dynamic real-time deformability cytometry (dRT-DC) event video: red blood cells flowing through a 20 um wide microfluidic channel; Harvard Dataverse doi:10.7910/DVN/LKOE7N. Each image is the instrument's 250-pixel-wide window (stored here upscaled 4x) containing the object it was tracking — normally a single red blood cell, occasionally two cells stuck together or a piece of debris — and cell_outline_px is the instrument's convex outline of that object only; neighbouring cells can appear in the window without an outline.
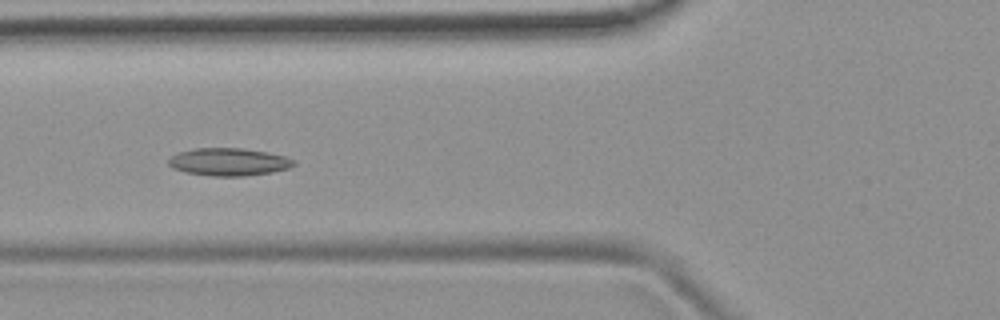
{"species": "common noctule bat (a hibernating species)", "species_latin": "Nyctalus noctula", "temperature_condition": "room temperature", "stored_images_in_passage": 54, "camera_frame_rate_fps": 3000, "um_per_image_px": 0.085, "animal": {"sex": "female", "body_mass_g": 19.9}, "frame": {"image": 1, "passage_image": 21, "time_ms": 6.667, "image_size_px": [1000, 320], "cell_outline_px": [[296, 164], [288, 168], [272, 172], [244, 176], [212, 176], [184, 172], [172, 168], [168, 164], [168, 160], [172, 156], [180, 152], [196, 148], [240, 148], [268, 152], [284, 156], [296, 160]], "centroid_in_image_um": [19.45, 13.76], "position_along_channel_um": 106.3, "area_um2": 20.17}}
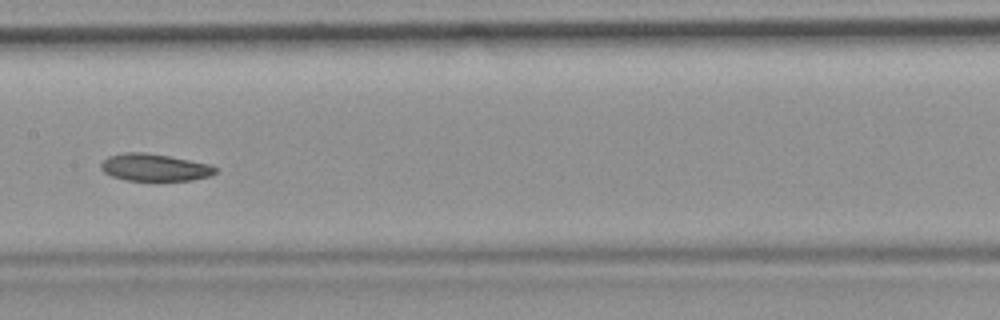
{"frame": {"image": 2, "passage_image": 28, "time_ms": 9.0, "image_size_px": [1000, 320], "cell_outline_px": [[216, 172], [212, 176], [192, 180], [124, 180], [112, 176], [104, 172], [100, 168], [100, 164], [108, 156], [124, 152], [144, 152], [168, 156], [208, 164], [216, 168]], "centroid_in_image_um": [13.11, 14.23], "position_along_channel_um": 194.3, "area_um2": 18.03}}
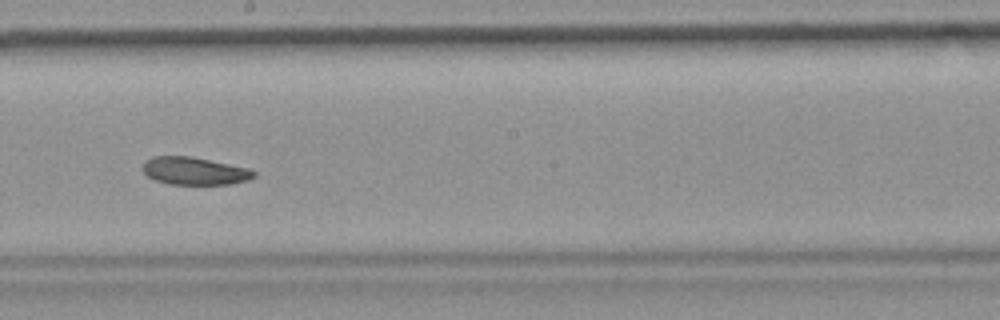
{"frame": {"image": 3, "passage_image": 31, "time_ms": 10.0, "image_size_px": [1000, 320], "cell_outline_px": [[256, 176], [248, 180], [232, 184], [168, 184], [156, 180], [148, 176], [140, 168], [144, 160], [152, 156], [192, 156], [248, 168], [256, 172]], "centroid_in_image_um": [16.5, 14.52], "position_along_channel_um": 231.7, "area_um2": 18.09}, "authors_computed_cell_mechanics": {"area_um2": 19.4497, "velocity_mm_per_s": 3.7719, "shape_relaxation_time_tau1_ms": 5.8808, "shape_relaxation_time_tau2_ms": 10.1103, "deformation_change_tau1": 0.1217, "deformation_change_tau2": 0.1703}}